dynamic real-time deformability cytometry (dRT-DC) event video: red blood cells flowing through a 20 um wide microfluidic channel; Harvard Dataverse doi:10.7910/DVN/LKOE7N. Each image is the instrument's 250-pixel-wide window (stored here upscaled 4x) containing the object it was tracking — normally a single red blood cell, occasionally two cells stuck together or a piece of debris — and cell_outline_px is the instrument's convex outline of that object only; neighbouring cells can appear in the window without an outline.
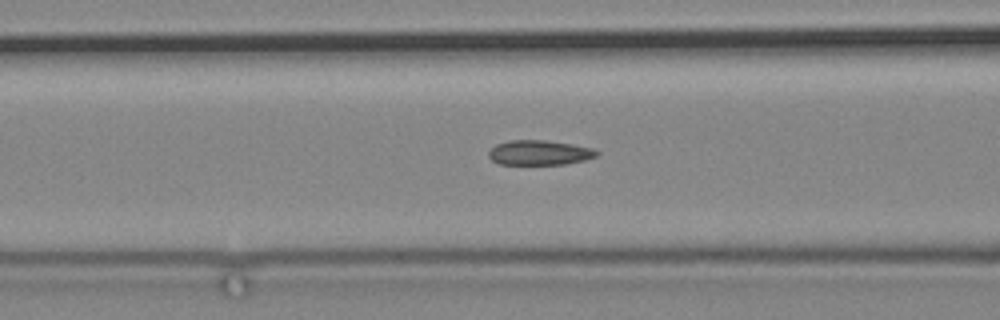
{"species": "common noctule bat (a hibernating species)", "species_latin": "Nyctalus noctula", "temperature_condition": "cold", "stored_images_in_passage": 78, "camera_frame_rate_fps": 3000, "um_per_image_px": 0.085, "animal": {"sex": "male", "body_mass_g": 19.2, "forearm_length_mm": 51.8}, "frame": {"image": 1, "passage_image": 41, "time_ms": 13.333, "image_size_px": [1000, 320], "cell_outline_px": [[600, 152], [596, 156], [584, 160], [564, 164], [500, 164], [492, 160], [488, 156], [488, 152], [496, 144], [508, 140], [544, 140], [572, 144], [592, 148]], "centroid_in_image_um": [45.83, 12.97], "position_along_channel_um": 120.8, "area_um2": 15.55}}
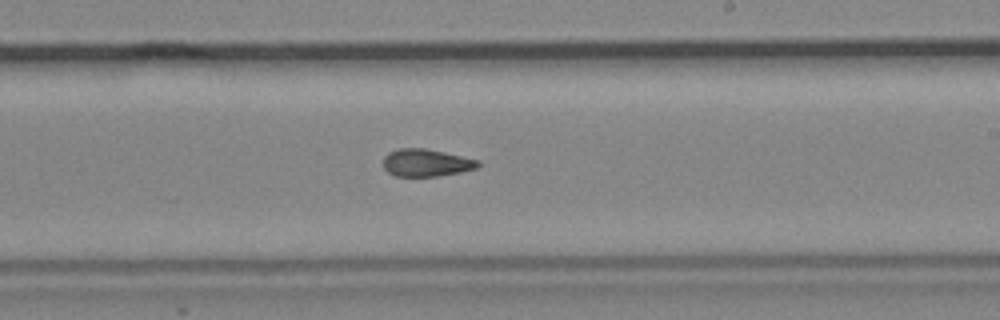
{"frame": {"image": 2, "passage_image": 53, "time_ms": 17.333, "image_size_px": [1000, 320], "cell_outline_px": [[480, 164], [476, 168], [460, 172], [436, 176], [396, 176], [388, 172], [384, 168], [384, 156], [388, 152], [400, 148], [424, 148], [444, 152], [480, 160]], "centroid_in_image_um": [36.22, 13.83], "position_along_channel_um": 252.8, "area_um2": 15.09}}
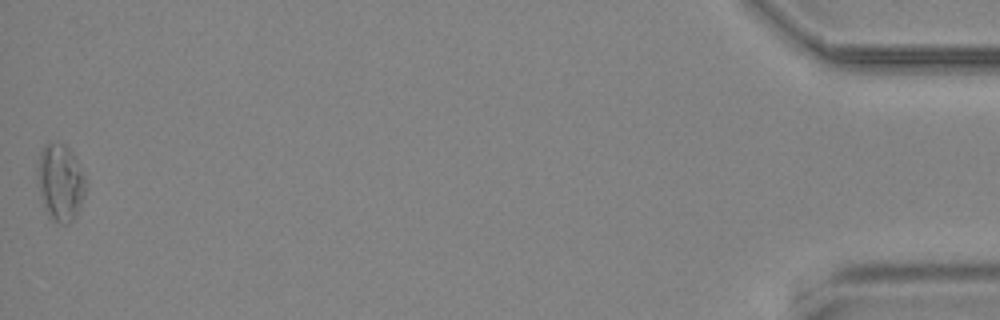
{"frame": {"image": 3, "passage_image": 78, "time_ms": 25.667, "image_size_px": [1000, 320], "cell_outline_px": [[84, 196], [80, 208], [76, 216], [68, 224], [60, 224], [52, 220], [48, 216], [40, 192], [36, 168], [40, 152], [44, 144], [56, 140], [64, 144], [72, 152], [84, 176]], "centroid_in_image_um": [5.11, 15.48], "position_along_channel_um": 430.1, "area_um2": 21.56}}